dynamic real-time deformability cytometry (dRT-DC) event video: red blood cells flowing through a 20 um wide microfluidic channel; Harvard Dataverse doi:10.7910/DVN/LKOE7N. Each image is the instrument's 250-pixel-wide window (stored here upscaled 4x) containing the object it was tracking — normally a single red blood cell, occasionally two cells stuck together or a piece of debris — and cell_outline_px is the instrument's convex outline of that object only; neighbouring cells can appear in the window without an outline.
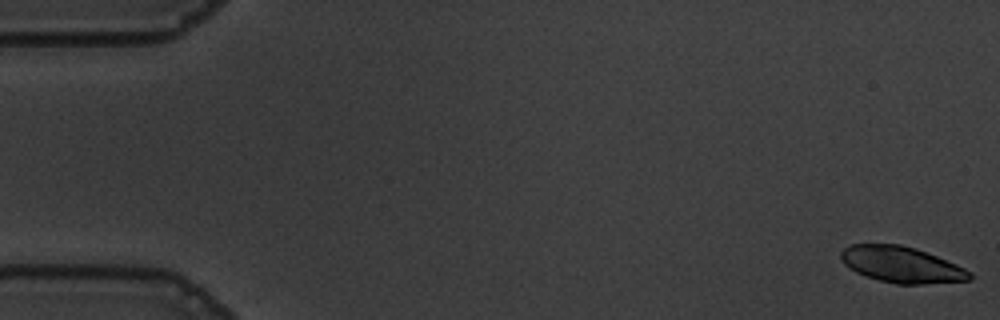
{"species": "common noctule bat (a hibernating species)", "species_latin": "Nyctalus noctula", "temperature_condition": "warm", "stored_images_in_passage": 56, "camera_frame_rate_fps": 3000, "um_per_image_px": 0.085, "animal": {"sex": "male", "body_mass_g": 19.5, "forearm_length_mm": 54.6}, "frame": {"image": 1, "passage_image": 1, "time_ms": 0.0, "image_size_px": [1000, 320], "cell_outline_px": [[972, 280], [924, 284], [896, 284], [864, 276], [848, 268], [844, 264], [840, 256], [840, 252], [844, 248], [852, 244], [900, 244], [916, 248], [956, 264], [972, 272]], "centroid_in_image_um": [76.62, 22.49], "position_along_channel_um": 8.4, "area_um2": 27.17}}
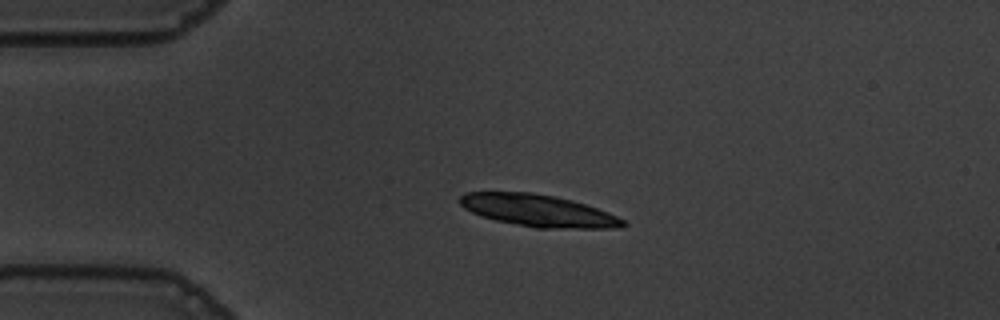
{"frame": {"image": 2, "passage_image": 13, "time_ms": 4.0, "image_size_px": [1000, 320], "cell_outline_px": [[628, 224], [620, 228], [536, 228], [496, 220], [480, 216], [464, 208], [460, 204], [460, 196], [464, 192], [532, 192], [556, 196], [572, 200], [608, 212], [624, 220]], "centroid_in_image_um": [45.74, 17.9], "position_along_channel_um": 39.3, "area_um2": 30.4}}
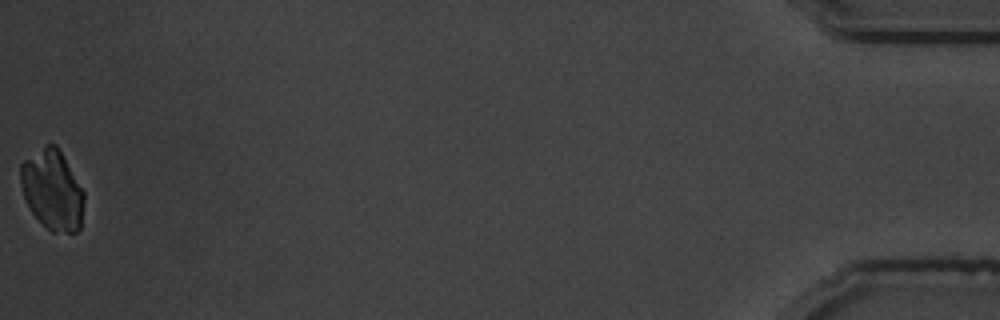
{"frame": {"image": 3, "passage_image": 56, "time_ms": 18.333, "image_size_px": [1000, 320], "cell_outline_px": [[84, 204], [80, 228], [76, 232], [52, 232], [32, 212], [24, 196], [20, 184], [20, 164], [24, 160], [44, 144], [56, 144], [84, 192]], "centroid_in_image_um": [4.45, 16.13], "position_along_channel_um": 430.8, "area_um2": 29.36}}